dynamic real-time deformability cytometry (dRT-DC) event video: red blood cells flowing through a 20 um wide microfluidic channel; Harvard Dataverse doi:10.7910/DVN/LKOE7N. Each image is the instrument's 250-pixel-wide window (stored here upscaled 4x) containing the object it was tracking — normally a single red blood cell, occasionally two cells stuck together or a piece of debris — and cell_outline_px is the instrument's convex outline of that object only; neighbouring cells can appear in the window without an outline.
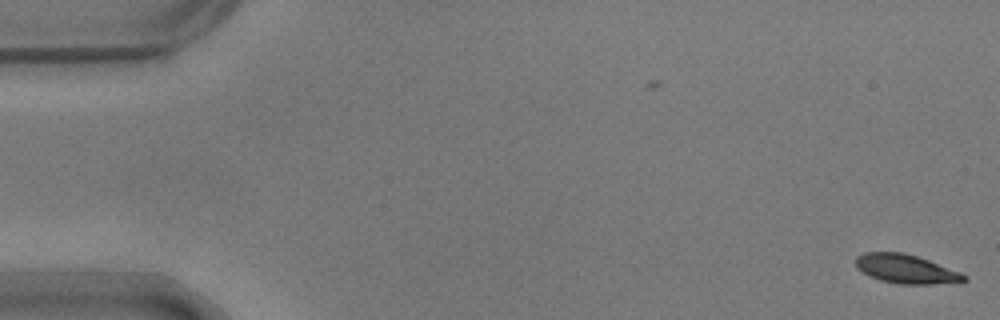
{"species": "common noctule bat (a hibernating species)", "species_latin": "Nyctalus noctula", "temperature_condition": "warm", "stored_images_in_passage": 55, "camera_frame_rate_fps": 3000, "um_per_image_px": 0.085, "animal": {"sex": "male", "body_mass_g": 17.9}, "frame": {"image": 1, "passage_image": 1, "time_ms": 0.0, "image_size_px": [1000, 320], "cell_outline_px": [[968, 280], [960, 284], [900, 284], [880, 280], [856, 268], [856, 256], [864, 252], [904, 252], [928, 260], [960, 272], [968, 276]], "centroid_in_image_um": [77.08, 22.88], "position_along_channel_um": 7.9, "area_um2": 18.44}}
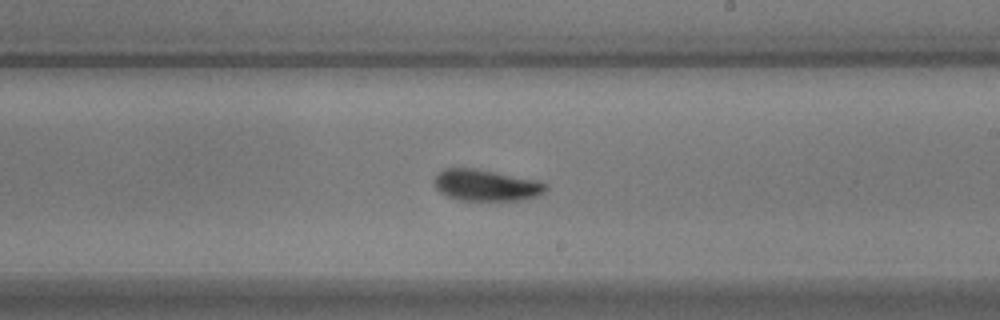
{"frame": {"image": 2, "passage_image": 32, "time_ms": 10.333, "image_size_px": [1000, 320], "cell_outline_px": [[548, 188], [540, 196], [520, 200], [460, 200], [448, 196], [440, 192], [436, 188], [432, 180], [444, 168], [476, 168], [536, 180], [548, 184]], "centroid_in_image_um": [41.33, 15.74], "position_along_channel_um": 247.7, "area_um2": 20.46}}
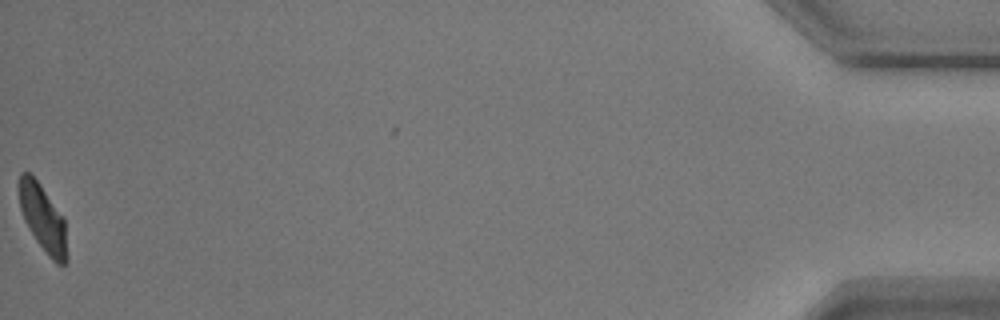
{"frame": {"image": 3, "passage_image": 55, "time_ms": 18.0, "image_size_px": [1000, 320], "cell_outline_px": [[68, 260], [64, 264], [56, 264], [48, 256], [36, 240], [28, 228], [24, 220], [20, 208], [16, 184], [20, 172], [28, 172], [40, 184], [64, 220], [68, 256]], "centroid_in_image_um": [3.6, 18.55], "position_along_channel_um": 431.6, "area_um2": 18.79}, "authors_computed_cell_mechanics": {"area_um2": 19.5364, "velocity_mm_per_s": 3.68, "shape_relaxation_time_tau1_ms": 2.3752, "shape_relaxation_time_tau2_ms": 1.9129, "deformation_change_tau1": 0.1339, "deformation_change_tau2": 0.0788}}